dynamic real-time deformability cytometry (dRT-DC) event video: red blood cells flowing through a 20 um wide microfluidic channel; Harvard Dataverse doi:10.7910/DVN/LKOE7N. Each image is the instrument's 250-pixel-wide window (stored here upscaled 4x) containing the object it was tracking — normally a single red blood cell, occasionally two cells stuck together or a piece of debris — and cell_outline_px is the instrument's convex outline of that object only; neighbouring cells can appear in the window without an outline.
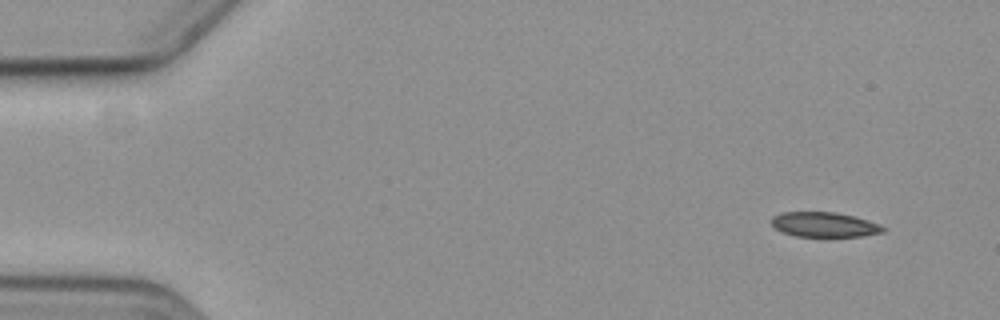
{"species": "common noctule bat (a hibernating species)", "species_latin": "Nyctalus noctula", "temperature_condition": "cold", "stored_images_in_passage": 4, "camera_frame_rate_fps": 3000, "um_per_image_px": 0.085, "animal": {"sex": "female", "body_mass_g": 19.3, "forearm_length_mm": 54.1}, "frame": {"image": 1, "passage_image": 1, "time_ms": 0.0, "image_size_px": [1000, 320], "cell_outline_px": [[884, 232], [860, 236], [796, 236], [780, 232], [772, 224], [772, 216], [784, 212], [836, 212], [868, 220], [880, 224], [884, 228]], "centroid_in_image_um": [70.05, 19.09], "position_along_channel_um": 15.0, "area_um2": 16.01}}
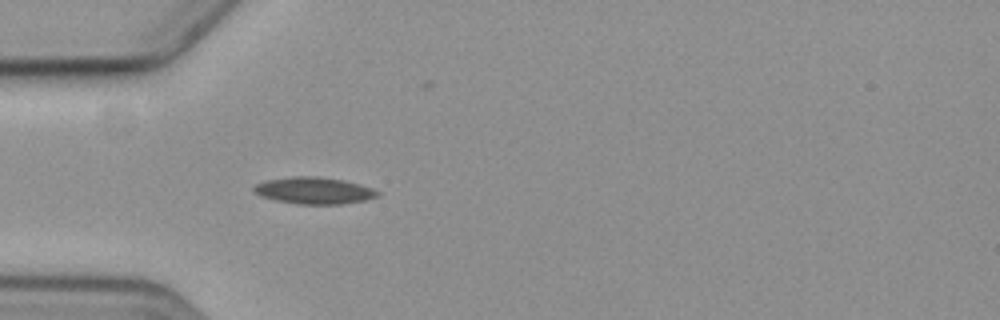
{"frame": {"image": 2, "passage_image": 4, "time_ms": 4.333, "image_size_px": [1000, 320], "cell_outline_px": [[380, 196], [364, 200], [344, 204], [296, 204], [276, 200], [260, 196], [252, 192], [252, 188], [256, 184], [264, 180], [292, 176], [316, 176], [344, 180], [360, 184], [372, 188], [380, 192]], "centroid_in_image_um": [26.67, 16.19], "position_along_channel_um": 58.3, "area_um2": 19.54}}